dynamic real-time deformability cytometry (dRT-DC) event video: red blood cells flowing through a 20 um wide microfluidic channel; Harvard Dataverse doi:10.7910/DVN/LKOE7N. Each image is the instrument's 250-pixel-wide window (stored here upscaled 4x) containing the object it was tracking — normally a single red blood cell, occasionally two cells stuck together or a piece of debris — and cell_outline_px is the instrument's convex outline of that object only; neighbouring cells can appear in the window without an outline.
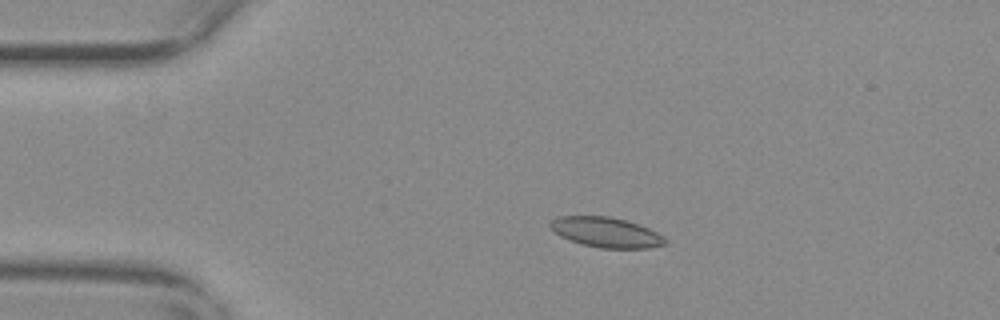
{"species": "common noctule bat (a hibernating species)", "species_latin": "Nyctalus noctula", "temperature_condition": "warm", "stored_images_in_passage": 56, "camera_frame_rate_fps": 3000, "um_per_image_px": 0.085, "animal": {"sex": "female", "body_mass_g": 29.2, "forearm_length_mm": 56.3}, "frame": {"image": 1, "passage_image": 12, "time_ms": 3.667, "image_size_px": [1000, 320], "cell_outline_px": [[668, 240], [664, 244], [648, 248], [600, 248], [568, 240], [560, 236], [548, 224], [556, 216], [608, 216], [640, 224], [664, 236]], "centroid_in_image_um": [51.52, 19.74], "position_along_channel_um": 33.5, "area_um2": 20.06}}
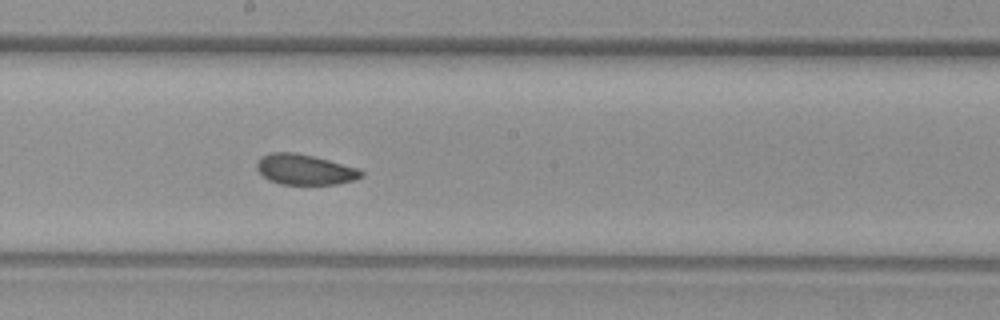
{"frame": {"image": 2, "passage_image": 31, "time_ms": 10.0, "image_size_px": [1000, 320], "cell_outline_px": [[364, 176], [352, 180], [336, 184], [280, 184], [268, 180], [256, 168], [256, 160], [260, 156], [268, 152], [296, 152], [360, 168], [364, 172]], "centroid_in_image_um": [25.88, 14.4], "position_along_channel_um": 222.3, "area_um2": 18.67}}
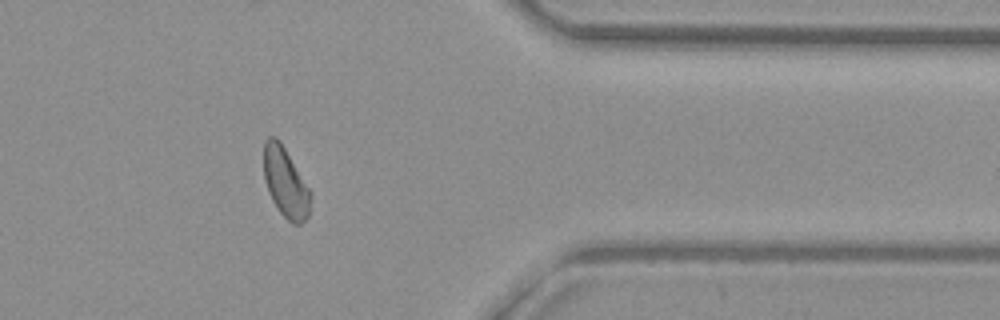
{"frame": {"image": 3, "passage_image": 46, "time_ms": 15.0, "image_size_px": [1000, 320], "cell_outline_px": [[312, 196], [308, 216], [300, 224], [292, 224], [280, 212], [272, 200], [268, 192], [264, 180], [264, 140], [268, 136], [276, 136], [280, 140], [312, 192]], "centroid_in_image_um": [24.27, 15.5], "position_along_channel_um": 387.1, "area_um2": 19.25}, "authors_computed_cell_mechanics": {"area_um2": 19.4208, "velocity_mm_per_s": 3.6772, "shape_relaxation_time_tau1_ms": 5.5364, "shape_relaxation_time_tau2_ms": 3.7828, "deformation_change_tau1": 0.0943, "deformation_change_tau2": 0.0836}}